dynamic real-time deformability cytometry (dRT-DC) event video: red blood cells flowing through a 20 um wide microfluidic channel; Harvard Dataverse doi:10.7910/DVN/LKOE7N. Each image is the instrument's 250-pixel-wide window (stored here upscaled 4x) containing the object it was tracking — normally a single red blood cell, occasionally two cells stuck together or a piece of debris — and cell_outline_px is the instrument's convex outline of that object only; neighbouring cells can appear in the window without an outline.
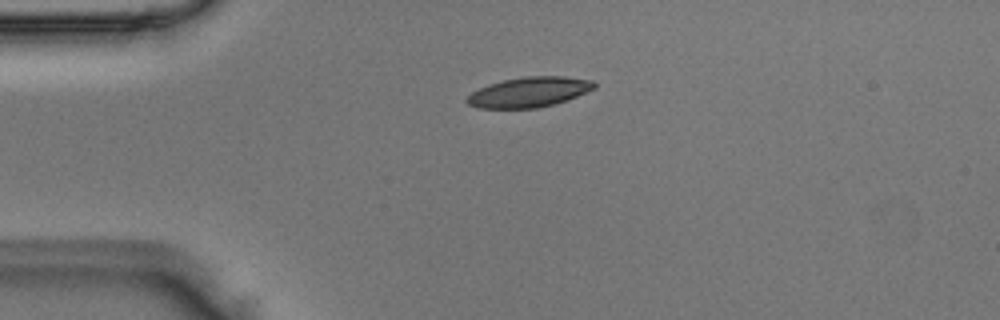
{"species": "Egyptian fruit bat (a non-hibernating species)", "species_latin": "Rousettus aegyptiacus", "temperature_condition": "room temperature", "stored_images_in_passage": 40, "camera_frame_rate_fps": 3000, "um_per_image_px": 0.085, "animal": {"sex": "male"}, "frame": {"image": 1, "passage_image": 1, "time_ms": 0.0, "image_size_px": [1000, 320], "cell_outline_px": [[596, 88], [576, 96], [552, 104], [536, 108], [480, 108], [468, 104], [464, 100], [472, 92], [488, 84], [504, 80], [528, 76], [564, 76], [592, 80], [596, 84]], "centroid_in_image_um": [44.96, 7.82], "position_along_channel_um": 40.0, "area_um2": 22.08}}
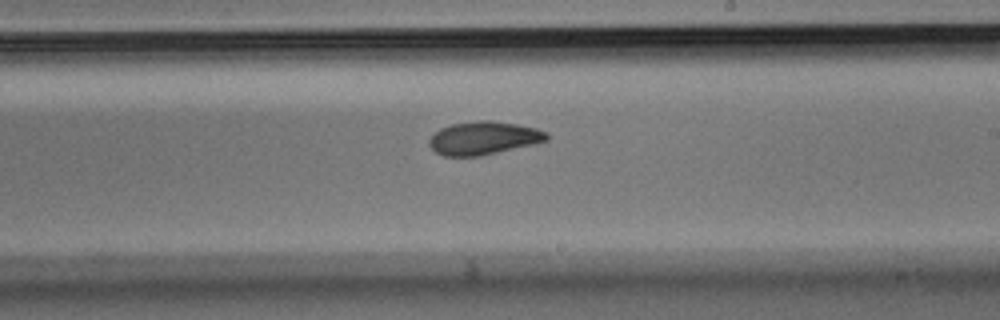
{"frame": {"image": 2, "passage_image": 19, "time_ms": 6.0, "image_size_px": [1000, 320], "cell_outline_px": [[548, 140], [532, 144], [480, 156], [444, 156], [436, 152], [428, 144], [428, 140], [440, 128], [452, 124], [480, 120], [488, 120], [516, 124], [536, 128], [548, 132]], "centroid_in_image_um": [41.09, 11.73], "position_along_channel_um": 247.9, "area_um2": 22.48}}
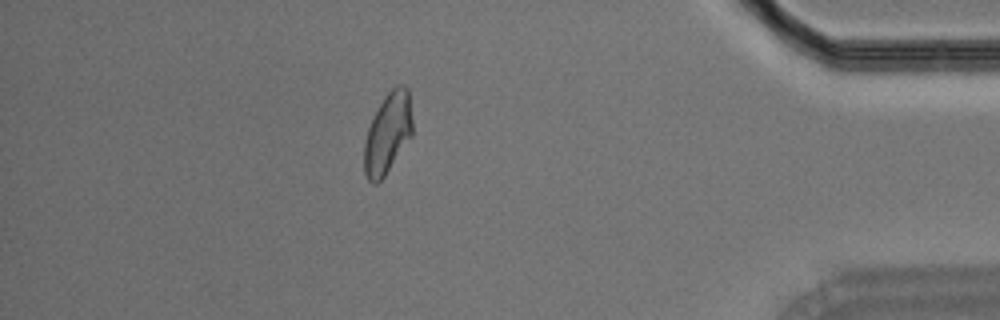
{"frame": {"image": 3, "passage_image": 34, "time_ms": 11.0, "image_size_px": [1000, 320], "cell_outline_px": [[412, 136], [384, 176], [376, 184], [372, 184], [368, 180], [364, 172], [364, 144], [368, 128], [384, 96], [396, 84], [404, 84], [408, 88], [412, 120]], "centroid_in_image_um": [32.96, 11.32], "position_along_channel_um": 402.2, "area_um2": 22.6}}